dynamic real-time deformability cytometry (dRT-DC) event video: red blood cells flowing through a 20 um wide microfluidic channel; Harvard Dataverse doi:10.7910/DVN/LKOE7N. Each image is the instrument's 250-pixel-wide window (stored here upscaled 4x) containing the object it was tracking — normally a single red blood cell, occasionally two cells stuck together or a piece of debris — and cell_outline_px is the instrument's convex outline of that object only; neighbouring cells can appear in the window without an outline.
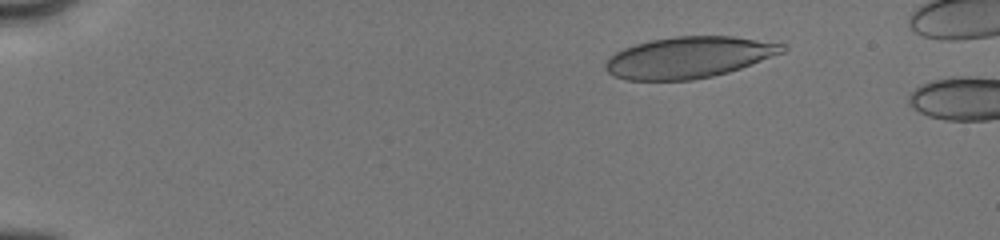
{"species": "human", "species_latin": "Homo sapiens", "temperature_condition": "cold", "stored_images_in_passage": 8, "camera_frame_rate_fps": 3000, "um_per_image_px": 0.085, "donor": {"sex": "male"}, "frame": {"image": 1, "passage_image": 5, "time_ms": 2.0, "image_size_px": [1000, 240], "cell_outline_px": [[788, 48], [784, 52], [740, 68], [728, 72], [712, 76], [692, 80], [624, 80], [608, 72], [604, 68], [604, 64], [608, 56], [624, 48], [636, 44], [652, 40], [676, 36], [732, 36], [788, 44]], "centroid_in_image_um": [58.55, 4.87], "position_along_channel_um": 26.4, "area_um2": 42.6}}